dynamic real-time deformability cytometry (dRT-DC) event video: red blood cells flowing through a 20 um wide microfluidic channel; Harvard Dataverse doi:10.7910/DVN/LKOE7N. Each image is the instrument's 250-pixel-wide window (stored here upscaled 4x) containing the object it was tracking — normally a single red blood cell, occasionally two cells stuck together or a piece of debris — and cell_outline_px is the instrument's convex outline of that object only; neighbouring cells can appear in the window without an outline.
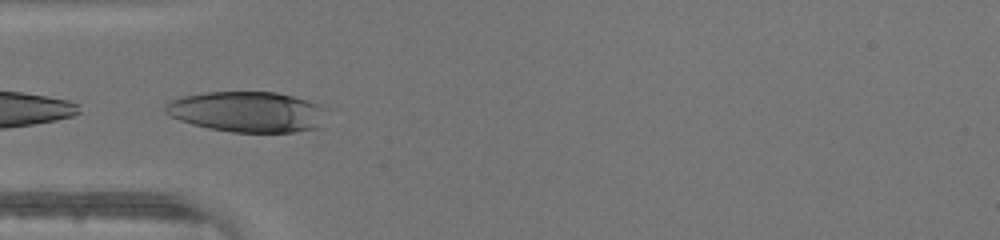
{"species": "human", "species_latin": "Homo sapiens", "temperature_condition": "warm", "stored_images_in_passage": 33, "camera_frame_rate_fps": 3000, "um_per_image_px": 0.085, "donor": {"sex": "male"}, "frame": {"image": 1, "passage_image": 14, "time_ms": 4.333, "image_size_px": [1000, 240], "cell_outline_px": [[320, 128], [296, 132], [232, 132], [208, 128], [192, 124], [180, 120], [164, 112], [164, 104], [172, 100], [184, 96], [204, 92], [276, 92], [308, 100], [320, 104]], "centroid_in_image_um": [20.96, 9.5], "position_along_channel_um": 64.0, "area_um2": 37.8}}
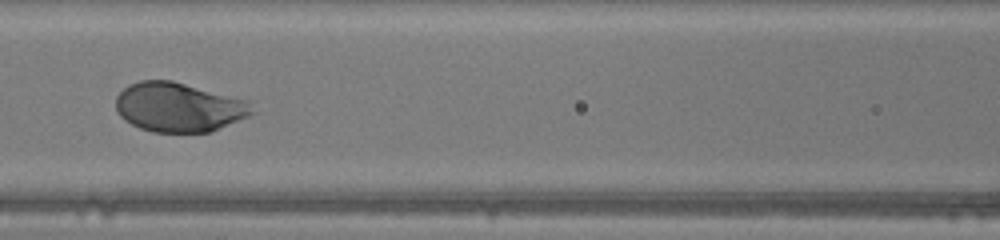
{"frame": {"image": 2, "passage_image": 20, "time_ms": 6.333, "image_size_px": [1000, 240], "cell_outline_px": [[256, 112], [248, 116], [212, 132], [152, 132], [140, 128], [124, 120], [120, 116], [116, 108], [116, 96], [128, 84], [140, 80], [172, 80], [248, 100]], "centroid_in_image_um": [15.2, 9.11], "position_along_channel_um": 151.4, "area_um2": 39.36}}